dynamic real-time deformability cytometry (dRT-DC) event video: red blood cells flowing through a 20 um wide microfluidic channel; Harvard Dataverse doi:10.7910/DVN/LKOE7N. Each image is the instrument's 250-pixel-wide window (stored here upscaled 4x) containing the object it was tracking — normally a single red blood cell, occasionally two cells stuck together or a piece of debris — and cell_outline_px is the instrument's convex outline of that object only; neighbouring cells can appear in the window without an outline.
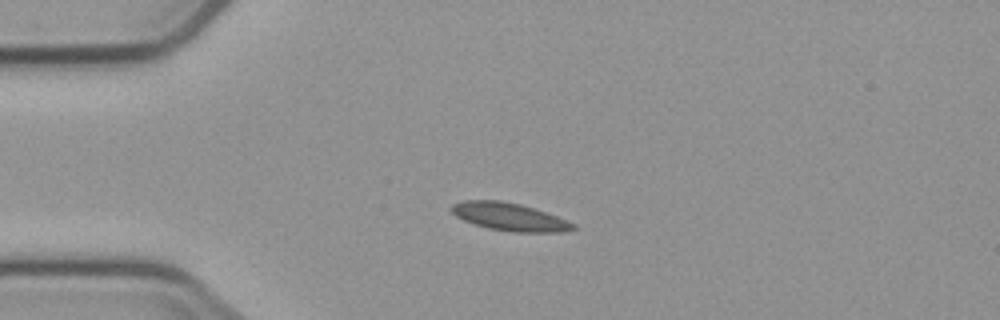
{"species": "common noctule bat (a hibernating species)", "species_latin": "Nyctalus noctula", "temperature_condition": "cold", "stored_images_in_passage": 7, "camera_frame_rate_fps": 3000, "um_per_image_px": 0.085, "animal": {"sex": "male", "body_mass_g": 23.1, "forearm_length_mm": 52.7}, "frame": {"image": 1, "passage_image": 4, "time_ms": 3.333, "image_size_px": [1000, 320], "cell_outline_px": [[576, 228], [564, 232], [512, 232], [488, 228], [464, 220], [456, 216], [448, 208], [452, 204], [464, 200], [500, 200], [520, 204], [556, 216], [576, 224]], "centroid_in_image_um": [43.28, 18.43], "position_along_channel_um": 41.7, "area_um2": 19.59}}
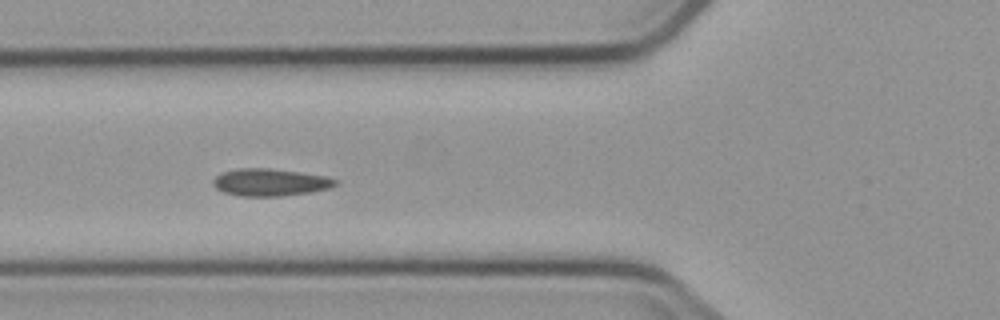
{"frame": {"image": 2, "passage_image": 6, "time_ms": 5.667, "image_size_px": [1000, 320], "cell_outline_px": [[340, 184], [328, 188], [312, 192], [280, 196], [240, 196], [224, 192], [216, 188], [212, 184], [212, 180], [216, 176], [224, 172], [240, 168], [268, 168], [328, 176], [340, 180]], "centroid_in_image_um": [23.01, 15.5], "position_along_channel_um": 102.8, "area_um2": 19.54}}
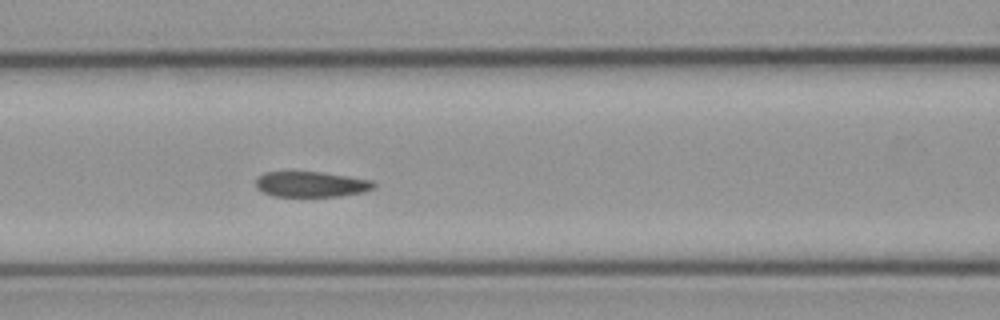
{"frame": {"image": 3, "passage_image": 7, "time_ms": 6.667, "image_size_px": [1000, 320], "cell_outline_px": [[376, 188], [364, 192], [340, 196], [272, 196], [256, 188], [256, 176], [264, 172], [320, 172], [372, 180], [376, 184]], "centroid_in_image_um": [26.45, 15.66], "position_along_channel_um": 140.2, "area_um2": 17.57}}